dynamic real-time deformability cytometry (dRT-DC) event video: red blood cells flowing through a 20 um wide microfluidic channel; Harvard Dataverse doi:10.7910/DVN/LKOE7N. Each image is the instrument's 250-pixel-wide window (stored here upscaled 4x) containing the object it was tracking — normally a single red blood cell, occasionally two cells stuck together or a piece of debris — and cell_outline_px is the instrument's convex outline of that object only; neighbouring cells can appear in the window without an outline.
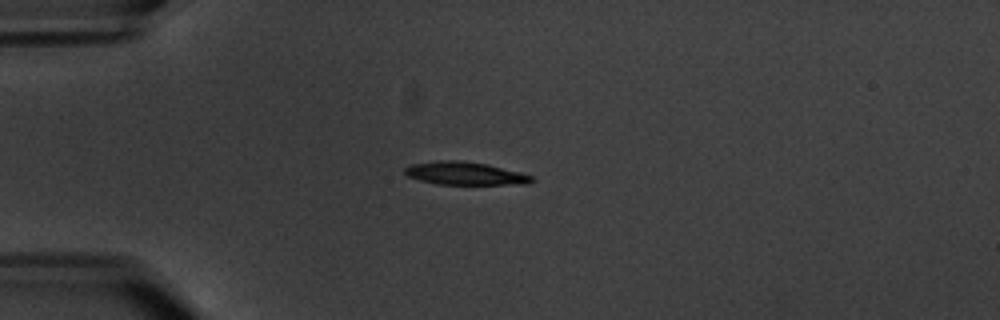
{"species": "common noctule bat (a hibernating species)", "species_latin": "Nyctalus noctula", "temperature_condition": "warm", "stored_images_in_passage": 4, "camera_frame_rate_fps": 3000, "um_per_image_px": 0.085, "animal": {"sex": "male", "body_mass_g": 20.1, "forearm_length_mm": 53.5}, "frame": {"image": 1, "passage_image": 1, "time_ms": 0.0, "image_size_px": [1000, 320], "cell_outline_px": [[536, 180], [528, 184], [436, 184], [420, 180], [408, 176], [404, 172], [404, 168], [412, 164], [440, 160], [460, 160], [484, 164], [520, 172], [532, 176]], "centroid_in_image_um": [39.52, 14.74], "position_along_channel_um": 45.5, "area_um2": 16.82}}